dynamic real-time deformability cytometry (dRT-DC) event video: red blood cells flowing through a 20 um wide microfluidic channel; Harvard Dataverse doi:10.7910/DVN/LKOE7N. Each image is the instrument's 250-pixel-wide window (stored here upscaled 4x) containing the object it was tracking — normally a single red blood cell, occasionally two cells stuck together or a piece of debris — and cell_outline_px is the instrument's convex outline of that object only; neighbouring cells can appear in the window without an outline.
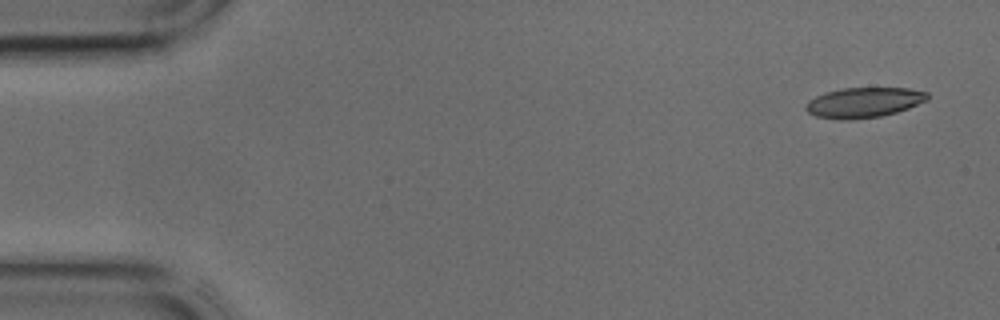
{"species": "common noctule bat (a hibernating species)", "species_latin": "Nyctalus noctula", "temperature_condition": "cold", "stored_images_in_passage": 11, "camera_frame_rate_fps": 3000, "um_per_image_px": 0.085, "animal": {"sex": "male", "body_mass_g": 17.9, "forearm_length_mm": 54.2}, "frame": {"image": 1, "passage_image": 1, "time_ms": 0.0, "image_size_px": [1000, 320], "cell_outline_px": [[928, 100], [908, 108], [896, 112], [880, 116], [852, 120], [840, 120], [816, 116], [808, 112], [804, 108], [804, 104], [808, 100], [824, 92], [844, 88], [908, 88], [928, 92]], "centroid_in_image_um": [73.39, 8.71], "position_along_channel_um": 11.6, "area_um2": 21.5}}
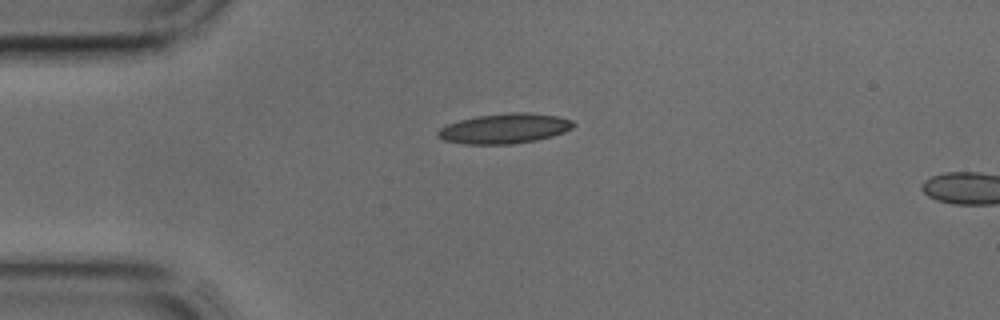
{"frame": {"image": 2, "passage_image": 9, "time_ms": 2.667, "image_size_px": [1000, 320], "cell_outline_px": [[576, 124], [572, 128], [564, 132], [552, 136], [536, 140], [512, 144], [464, 144], [444, 140], [436, 136], [436, 132], [440, 128], [448, 124], [460, 120], [476, 116], [512, 112], [528, 112], [556, 116], [572, 120]], "centroid_in_image_um": [42.88, 10.92], "position_along_channel_um": 42.1, "area_um2": 23.7}}